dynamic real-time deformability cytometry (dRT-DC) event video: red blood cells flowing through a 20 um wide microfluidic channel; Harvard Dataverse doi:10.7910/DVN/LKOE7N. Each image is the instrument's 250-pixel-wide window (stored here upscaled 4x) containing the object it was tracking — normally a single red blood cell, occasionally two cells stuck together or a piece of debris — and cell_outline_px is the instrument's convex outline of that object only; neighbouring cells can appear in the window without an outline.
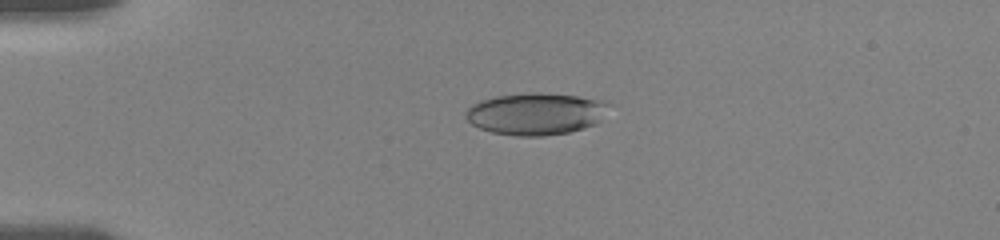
{"species": "human", "species_latin": "Homo sapiens", "temperature_condition": "room temperature", "stored_images_in_passage": 25, "camera_frame_rate_fps": 3000, "um_per_image_px": 0.085, "donor": {"sex": "female"}, "frame": {"image": 1, "passage_image": 9, "time_ms": 4.333, "image_size_px": [1000, 240], "cell_outline_px": [[612, 104], [600, 120], [596, 124], [584, 128], [568, 132], [544, 136], [516, 136], [492, 132], [480, 128], [472, 124], [464, 116], [464, 112], [472, 104], [480, 100], [496, 96], [532, 92], [540, 92], [576, 96], [608, 100]], "centroid_in_image_um": [45.57, 9.66], "position_along_channel_um": 39.4, "area_um2": 35.37}}
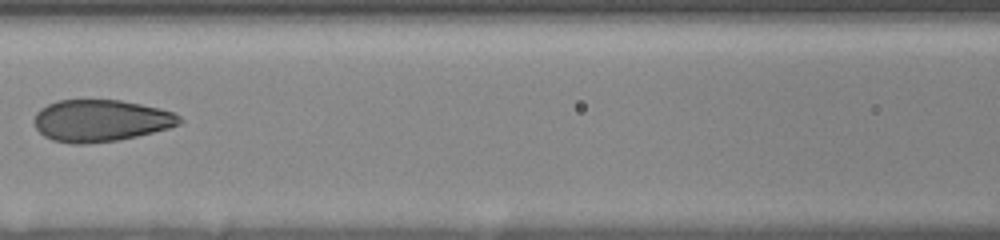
{"frame": {"image": 2, "passage_image": 18, "time_ms": 8.667, "image_size_px": [1000, 240], "cell_outline_px": [[184, 120], [180, 124], [168, 128], [136, 136], [116, 140], [84, 144], [72, 144], [52, 140], [44, 136], [36, 128], [36, 112], [40, 108], [48, 104], [60, 100], [120, 100], [160, 108], [172, 112], [180, 116]], "centroid_in_image_um": [8.57, 10.25], "position_along_channel_um": 158.0, "area_um2": 35.26}}
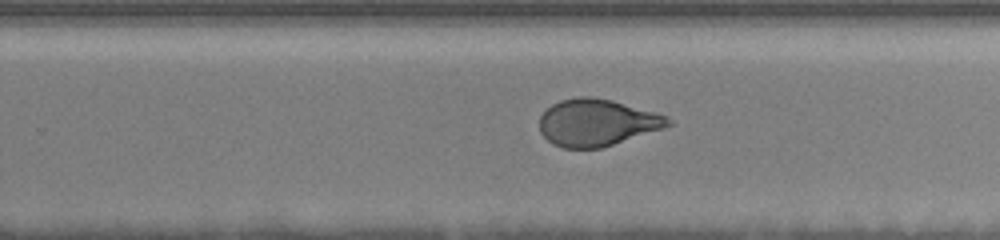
{"frame": {"image": 3, "passage_image": 25, "time_ms": 12.0, "image_size_px": [1000, 240], "cell_outline_px": [[672, 124], [664, 128], [600, 148], [564, 148], [552, 144], [540, 132], [540, 116], [552, 104], [560, 100], [580, 96], [592, 96], [612, 100], [652, 112], [664, 116], [672, 120]], "centroid_in_image_um": [50.7, 10.42], "position_along_channel_um": 279.1, "area_um2": 34.8}}